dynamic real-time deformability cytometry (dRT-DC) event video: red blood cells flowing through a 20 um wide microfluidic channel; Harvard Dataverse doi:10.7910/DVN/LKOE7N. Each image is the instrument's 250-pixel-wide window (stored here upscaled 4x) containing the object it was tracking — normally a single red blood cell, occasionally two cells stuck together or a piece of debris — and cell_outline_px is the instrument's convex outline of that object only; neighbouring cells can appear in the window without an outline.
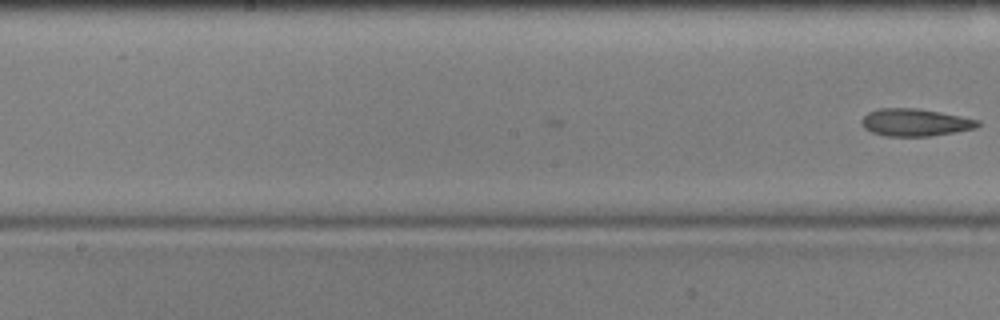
{"species": "common noctule bat (a hibernating species)", "species_latin": "Nyctalus noctula", "temperature_condition": "cold", "stored_images_in_passage": 17, "camera_frame_rate_fps": 3000, "um_per_image_px": 0.085, "animal": {"sex": "male", "body_mass_g": 17.9, "forearm_length_mm": 54.2}, "frame": {"image": 1, "passage_image": 17, "time_ms": 5.333, "image_size_px": [1000, 320], "cell_outline_px": [[980, 124], [976, 128], [932, 136], [888, 136], [872, 132], [864, 128], [860, 120], [868, 112], [880, 108], [916, 108], [940, 112], [980, 120]], "centroid_in_image_um": [77.78, 10.4], "position_along_channel_um": 170.4, "area_um2": 18.5}}